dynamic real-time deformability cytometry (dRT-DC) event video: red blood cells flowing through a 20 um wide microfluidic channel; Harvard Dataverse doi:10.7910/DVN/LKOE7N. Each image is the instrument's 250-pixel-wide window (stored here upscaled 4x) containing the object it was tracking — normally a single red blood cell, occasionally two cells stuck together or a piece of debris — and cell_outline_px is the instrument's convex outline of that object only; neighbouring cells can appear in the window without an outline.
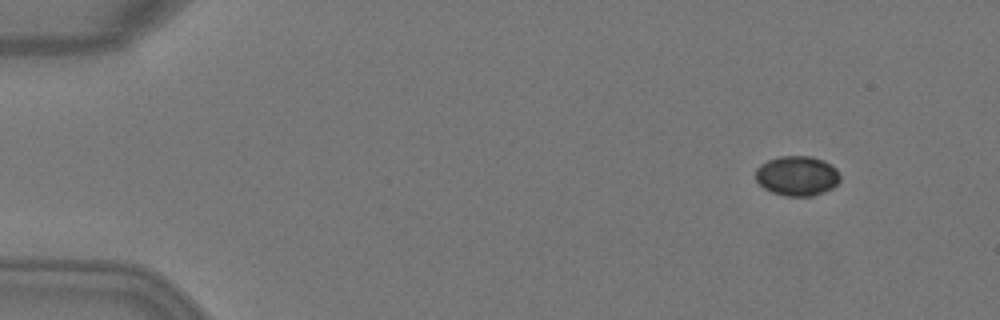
{"species": "Egyptian fruit bat (a non-hibernating species)", "species_latin": "Rousettus aegyptiacus", "temperature_condition": "warm", "stored_images_in_passage": 4, "camera_frame_rate_fps": 3000, "um_per_image_px": 0.085, "animal": {"sex": "female"}, "frame": {"image": 1, "passage_image": 1, "time_ms": 0.0, "image_size_px": [1000, 320], "cell_outline_px": [[840, 180], [832, 188], [824, 192], [812, 196], [784, 196], [772, 192], [764, 188], [756, 180], [756, 168], [760, 164], [768, 160], [780, 156], [812, 156], [824, 160], [836, 168], [840, 176]], "centroid_in_image_um": [67.76, 14.94], "position_along_channel_um": 17.2, "area_um2": 19.71}}
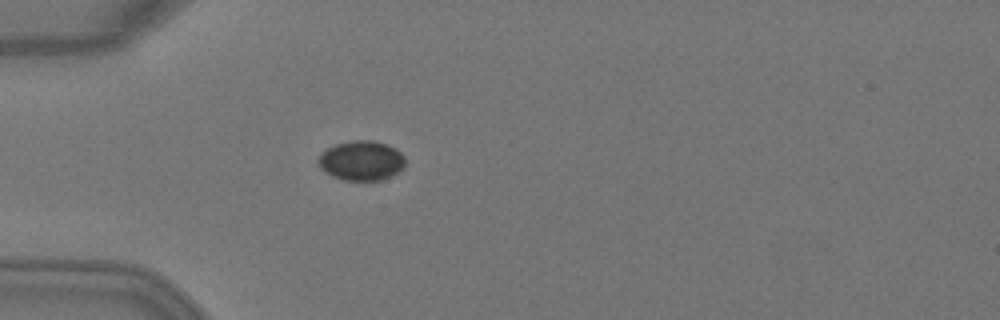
{"frame": {"image": 2, "passage_image": 4, "time_ms": 1.0, "image_size_px": [1000, 320], "cell_outline_px": [[404, 168], [380, 180], [344, 180], [332, 176], [320, 168], [316, 160], [320, 152], [336, 144], [352, 140], [372, 140], [388, 144], [396, 148], [404, 156]], "centroid_in_image_um": [30.69, 13.63], "position_along_channel_um": 54.3, "area_um2": 20.17}}